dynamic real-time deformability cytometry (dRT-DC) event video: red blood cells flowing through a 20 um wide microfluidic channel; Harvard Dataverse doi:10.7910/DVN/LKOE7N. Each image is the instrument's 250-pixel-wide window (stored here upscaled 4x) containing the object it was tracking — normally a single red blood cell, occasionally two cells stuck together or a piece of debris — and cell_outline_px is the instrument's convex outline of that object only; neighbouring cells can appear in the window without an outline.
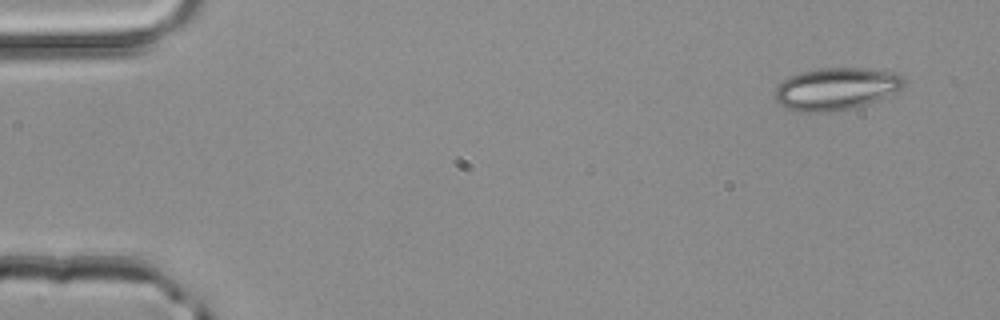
{"species": "common noctule bat (a hibernating species)", "species_latin": "Nyctalus noctula", "temperature_condition": "room temperature", "stored_images_in_passage": 3, "camera_frame_rate_fps": 3000, "um_per_image_px": 0.085, "animal": {"sex": "male", "body_mass_g": 20.4}, "frame": {"image": 1, "passage_image": 1, "time_ms": 0.0, "image_size_px": [1000, 320], "cell_outline_px": [[908, 80], [904, 88], [868, 104], [852, 108], [828, 112], [800, 112], [784, 108], [776, 100], [776, 88], [788, 76], [800, 72], [820, 68], [856, 68], [896, 72], [904, 76]], "centroid_in_image_um": [71.11, 7.55], "position_along_channel_um": 13.9, "area_um2": 32.02}}